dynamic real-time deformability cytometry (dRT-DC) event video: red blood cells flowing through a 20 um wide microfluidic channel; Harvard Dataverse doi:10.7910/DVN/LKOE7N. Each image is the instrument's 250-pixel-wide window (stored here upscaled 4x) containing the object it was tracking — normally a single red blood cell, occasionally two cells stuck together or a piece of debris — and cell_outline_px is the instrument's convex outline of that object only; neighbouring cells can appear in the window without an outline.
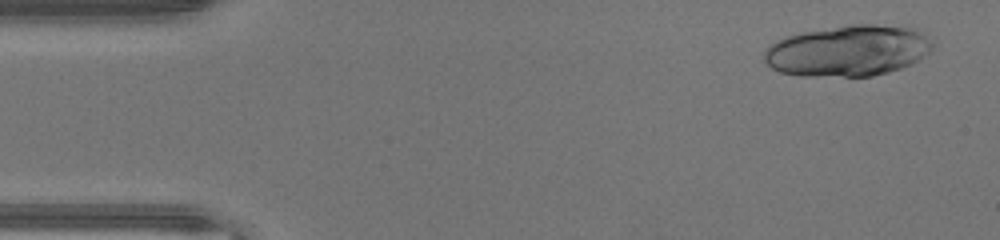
{"species": "human", "species_latin": "Homo sapiens", "temperature_condition": "warm", "stored_images_in_passage": 33, "segment_of_instrument_passage": [1, 2], "camera_frame_rate_fps": 3000, "um_per_image_px": 0.085, "donor": {"sex": "male"}, "frame": {"image": 1, "passage_image": 2, "time_ms": 0.333, "image_size_px": [1000, 240], "cell_outline_px": [[932, 48], [920, 60], [912, 64], [888, 72], [872, 76], [800, 76], [780, 72], [772, 68], [764, 60], [764, 52], [776, 40], [784, 36], [800, 32], [852, 24], [876, 24], [920, 28], [932, 44]], "centroid_in_image_um": [72.09, 4.3], "position_along_channel_um": 12.9, "area_um2": 50.4}}
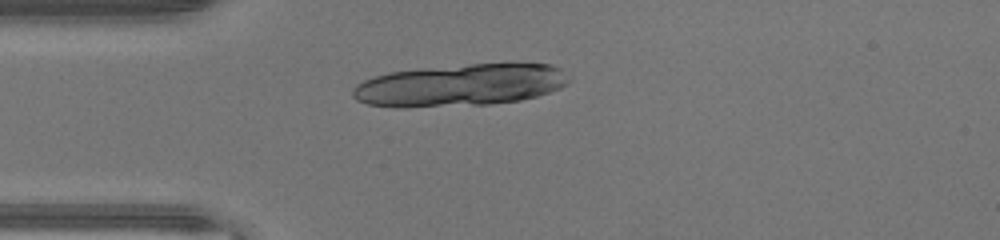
{"frame": {"image": 2, "passage_image": 11, "time_ms": 3.333, "image_size_px": [1000, 240], "cell_outline_px": [[572, 80], [568, 84], [560, 88], [536, 96], [520, 100], [488, 104], [408, 108], [396, 108], [368, 104], [356, 100], [352, 96], [352, 88], [356, 84], [364, 80], [388, 72], [420, 68], [472, 64], [552, 64], [560, 68], [572, 76]], "centroid_in_image_um": [39.12, 7.24], "position_along_channel_um": 45.9, "area_um2": 53.52}}